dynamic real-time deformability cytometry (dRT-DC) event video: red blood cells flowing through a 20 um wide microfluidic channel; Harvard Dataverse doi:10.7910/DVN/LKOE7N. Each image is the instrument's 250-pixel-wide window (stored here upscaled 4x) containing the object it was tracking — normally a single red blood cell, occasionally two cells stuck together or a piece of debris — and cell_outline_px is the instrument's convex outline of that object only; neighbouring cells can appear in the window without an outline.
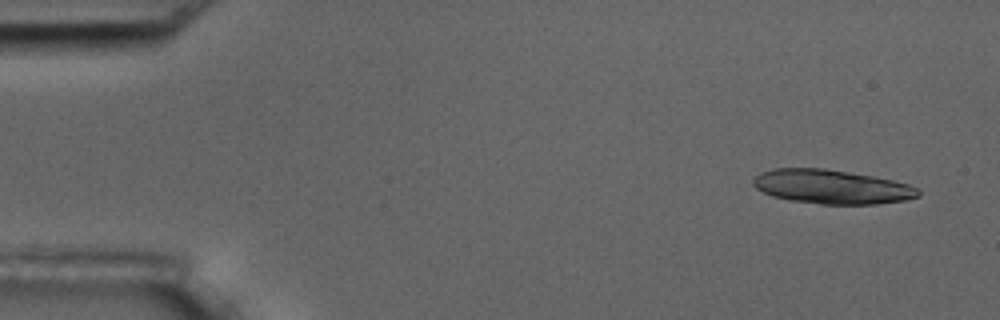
{"species": "common noctule bat (a hibernating species)", "species_latin": "Nyctalus noctula", "temperature_condition": "room temperature", "stored_images_in_passage": 4, "camera_frame_rate_fps": 3000, "um_per_image_px": 0.085, "animal": {"sex": "male", "body_mass_g": 17.5, "forearm_length_mm": 52.3}, "frame": {"image": 1, "passage_image": 1, "time_ms": 0.0, "image_size_px": [1000, 320], "cell_outline_px": [[920, 196], [904, 200], [876, 204], [820, 204], [788, 200], [772, 196], [756, 188], [752, 184], [752, 180], [760, 172], [772, 168], [824, 168], [872, 176], [892, 180], [908, 184], [916, 188], [920, 192]], "centroid_in_image_um": [70.65, 15.87], "position_along_channel_um": 14.3, "area_um2": 32.77}}